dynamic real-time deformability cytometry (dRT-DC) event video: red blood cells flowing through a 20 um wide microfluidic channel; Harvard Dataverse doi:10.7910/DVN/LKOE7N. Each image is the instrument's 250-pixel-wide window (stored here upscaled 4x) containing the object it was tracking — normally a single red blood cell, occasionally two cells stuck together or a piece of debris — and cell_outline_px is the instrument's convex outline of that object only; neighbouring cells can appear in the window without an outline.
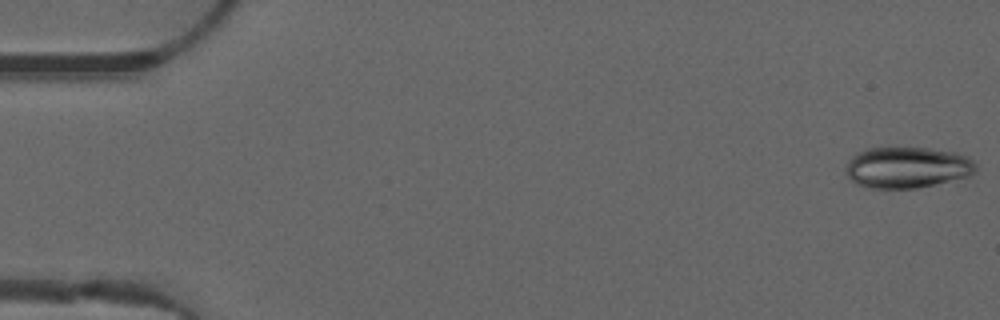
{"species": "common noctule bat (a hibernating species)", "species_latin": "Nyctalus noctula", "temperature_condition": "warm", "stored_images_in_passage": 51, "camera_frame_rate_fps": 3000, "um_per_image_px": 0.085, "animal": {"sex": "male", "forearm_length_mm": 52.5}, "frame": {"image": 1, "passage_image": 1, "time_ms": 0.0, "image_size_px": [1000, 320], "cell_outline_px": [[976, 172], [968, 176], [916, 188], [864, 188], [856, 184], [844, 172], [848, 160], [856, 152], [864, 148], [928, 148], [956, 152], [968, 156], [976, 164]], "centroid_in_image_um": [77.07, 14.22], "position_along_channel_um": 7.9, "area_um2": 31.39}}
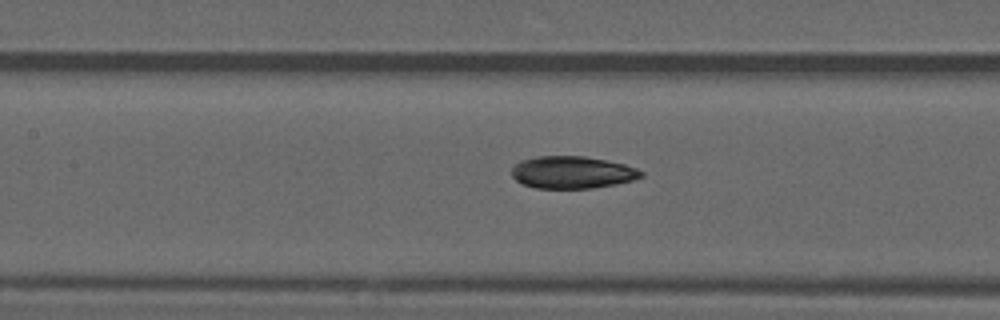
{"frame": {"image": 2, "passage_image": 23, "time_ms": 7.333, "image_size_px": [1000, 320], "cell_outline_px": [[644, 176], [632, 180], [616, 184], [592, 188], [536, 188], [524, 184], [516, 180], [512, 176], [512, 168], [520, 160], [536, 156], [584, 156], [624, 164], [636, 168], [644, 172]], "centroid_in_image_um": [48.64, 14.65], "position_along_channel_um": 158.8, "area_um2": 24.28}}
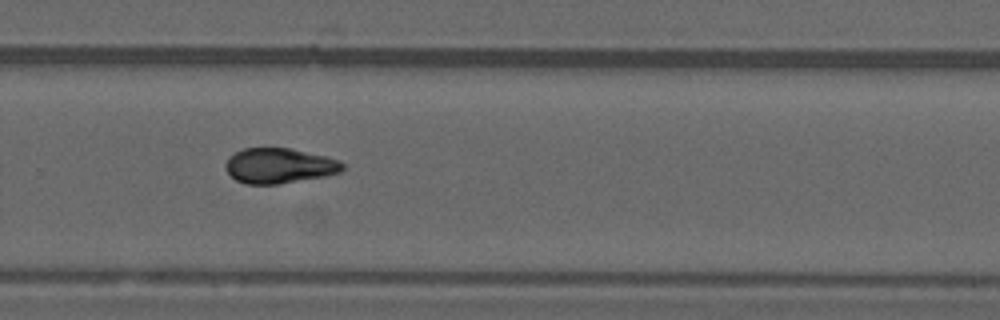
{"frame": {"image": 3, "passage_image": 34, "time_ms": 11.0, "image_size_px": [1000, 320], "cell_outline_px": [[344, 168], [340, 172], [324, 176], [276, 184], [248, 184], [236, 180], [224, 168], [224, 164], [228, 156], [244, 148], [292, 148], [328, 156], [340, 160], [344, 164]], "centroid_in_image_um": [23.74, 14.07], "position_along_channel_um": 306.1, "area_um2": 24.1}, "authors_computed_cell_mechanics": {"area_um2": 24.9118, "velocity_mm_per_s": 4.0377, "shape_relaxation_time_tau1_ms": 6.8687, "shape_relaxation_time_tau2_ms": 8.4765, "deformation_change_tau1": 0.1796, "deformation_change_tau2": 0.1054}}